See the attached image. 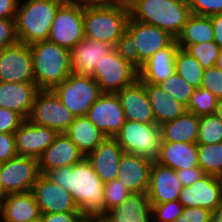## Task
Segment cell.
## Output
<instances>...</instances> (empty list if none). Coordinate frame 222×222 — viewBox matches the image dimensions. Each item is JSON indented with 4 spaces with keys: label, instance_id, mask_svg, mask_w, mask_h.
I'll list each match as a JSON object with an SVG mask.
<instances>
[{
    "label": "cell",
    "instance_id": "6da1fadb",
    "mask_svg": "<svg viewBox=\"0 0 222 222\" xmlns=\"http://www.w3.org/2000/svg\"><path fill=\"white\" fill-rule=\"evenodd\" d=\"M45 175L70 192L79 211L87 219L106 215L104 183L86 157L73 166L55 168Z\"/></svg>",
    "mask_w": 222,
    "mask_h": 222
},
{
    "label": "cell",
    "instance_id": "7a4b0ae2",
    "mask_svg": "<svg viewBox=\"0 0 222 222\" xmlns=\"http://www.w3.org/2000/svg\"><path fill=\"white\" fill-rule=\"evenodd\" d=\"M129 10L133 20L166 30L175 38L191 15L187 0H136Z\"/></svg>",
    "mask_w": 222,
    "mask_h": 222
},
{
    "label": "cell",
    "instance_id": "3957f363",
    "mask_svg": "<svg viewBox=\"0 0 222 222\" xmlns=\"http://www.w3.org/2000/svg\"><path fill=\"white\" fill-rule=\"evenodd\" d=\"M35 83L39 89H53L71 73L70 50L48 40L29 45Z\"/></svg>",
    "mask_w": 222,
    "mask_h": 222
},
{
    "label": "cell",
    "instance_id": "277c9868",
    "mask_svg": "<svg viewBox=\"0 0 222 222\" xmlns=\"http://www.w3.org/2000/svg\"><path fill=\"white\" fill-rule=\"evenodd\" d=\"M62 4L58 0H19L15 16L18 41L30 45L48 40L56 12Z\"/></svg>",
    "mask_w": 222,
    "mask_h": 222
},
{
    "label": "cell",
    "instance_id": "5b68a950",
    "mask_svg": "<svg viewBox=\"0 0 222 222\" xmlns=\"http://www.w3.org/2000/svg\"><path fill=\"white\" fill-rule=\"evenodd\" d=\"M129 18V7L121 4L113 7L84 8V37L116 45L126 32Z\"/></svg>",
    "mask_w": 222,
    "mask_h": 222
},
{
    "label": "cell",
    "instance_id": "8992f818",
    "mask_svg": "<svg viewBox=\"0 0 222 222\" xmlns=\"http://www.w3.org/2000/svg\"><path fill=\"white\" fill-rule=\"evenodd\" d=\"M60 102L75 116H86L102 91L93 77L71 73L52 89Z\"/></svg>",
    "mask_w": 222,
    "mask_h": 222
},
{
    "label": "cell",
    "instance_id": "52a82bcc",
    "mask_svg": "<svg viewBox=\"0 0 222 222\" xmlns=\"http://www.w3.org/2000/svg\"><path fill=\"white\" fill-rule=\"evenodd\" d=\"M125 153L156 161L160 153L161 128L157 124L125 121L114 137Z\"/></svg>",
    "mask_w": 222,
    "mask_h": 222
},
{
    "label": "cell",
    "instance_id": "ba28073f",
    "mask_svg": "<svg viewBox=\"0 0 222 222\" xmlns=\"http://www.w3.org/2000/svg\"><path fill=\"white\" fill-rule=\"evenodd\" d=\"M0 197L31 191L40 173L38 159L17 155L0 164Z\"/></svg>",
    "mask_w": 222,
    "mask_h": 222
},
{
    "label": "cell",
    "instance_id": "9c48e42d",
    "mask_svg": "<svg viewBox=\"0 0 222 222\" xmlns=\"http://www.w3.org/2000/svg\"><path fill=\"white\" fill-rule=\"evenodd\" d=\"M138 78V70L125 61L116 50L102 57L94 73V79L102 93H117Z\"/></svg>",
    "mask_w": 222,
    "mask_h": 222
},
{
    "label": "cell",
    "instance_id": "30bf717a",
    "mask_svg": "<svg viewBox=\"0 0 222 222\" xmlns=\"http://www.w3.org/2000/svg\"><path fill=\"white\" fill-rule=\"evenodd\" d=\"M75 116L65 107L51 89H40L28 120L36 125L65 133Z\"/></svg>",
    "mask_w": 222,
    "mask_h": 222
},
{
    "label": "cell",
    "instance_id": "8fae6325",
    "mask_svg": "<svg viewBox=\"0 0 222 222\" xmlns=\"http://www.w3.org/2000/svg\"><path fill=\"white\" fill-rule=\"evenodd\" d=\"M84 39L83 8L63 3L56 12L48 41L71 50Z\"/></svg>",
    "mask_w": 222,
    "mask_h": 222
},
{
    "label": "cell",
    "instance_id": "7c38bea8",
    "mask_svg": "<svg viewBox=\"0 0 222 222\" xmlns=\"http://www.w3.org/2000/svg\"><path fill=\"white\" fill-rule=\"evenodd\" d=\"M0 81L35 82L31 49L28 44L18 41L0 49Z\"/></svg>",
    "mask_w": 222,
    "mask_h": 222
},
{
    "label": "cell",
    "instance_id": "4fadbf2b",
    "mask_svg": "<svg viewBox=\"0 0 222 222\" xmlns=\"http://www.w3.org/2000/svg\"><path fill=\"white\" fill-rule=\"evenodd\" d=\"M86 117L106 137L114 138L124 125L125 113L116 93H102L89 108Z\"/></svg>",
    "mask_w": 222,
    "mask_h": 222
},
{
    "label": "cell",
    "instance_id": "5bb4252c",
    "mask_svg": "<svg viewBox=\"0 0 222 222\" xmlns=\"http://www.w3.org/2000/svg\"><path fill=\"white\" fill-rule=\"evenodd\" d=\"M222 198L220 177L205 174L190 186L183 187L178 201L187 207H201L218 213Z\"/></svg>",
    "mask_w": 222,
    "mask_h": 222
},
{
    "label": "cell",
    "instance_id": "9a60e30c",
    "mask_svg": "<svg viewBox=\"0 0 222 222\" xmlns=\"http://www.w3.org/2000/svg\"><path fill=\"white\" fill-rule=\"evenodd\" d=\"M41 214L79 211L69 191L60 187L45 174H40L32 187Z\"/></svg>",
    "mask_w": 222,
    "mask_h": 222
},
{
    "label": "cell",
    "instance_id": "2e32d148",
    "mask_svg": "<svg viewBox=\"0 0 222 222\" xmlns=\"http://www.w3.org/2000/svg\"><path fill=\"white\" fill-rule=\"evenodd\" d=\"M126 31L133 37L139 59L144 63L158 50L168 47L176 38L156 26L128 20Z\"/></svg>",
    "mask_w": 222,
    "mask_h": 222
},
{
    "label": "cell",
    "instance_id": "e0dca14e",
    "mask_svg": "<svg viewBox=\"0 0 222 222\" xmlns=\"http://www.w3.org/2000/svg\"><path fill=\"white\" fill-rule=\"evenodd\" d=\"M58 134L54 129L36 125L26 119L14 132L17 154L38 159Z\"/></svg>",
    "mask_w": 222,
    "mask_h": 222
},
{
    "label": "cell",
    "instance_id": "ac0fdd59",
    "mask_svg": "<svg viewBox=\"0 0 222 222\" xmlns=\"http://www.w3.org/2000/svg\"><path fill=\"white\" fill-rule=\"evenodd\" d=\"M182 189V182L174 169L163 166L156 161L152 162L147 191L150 204L177 201Z\"/></svg>",
    "mask_w": 222,
    "mask_h": 222
},
{
    "label": "cell",
    "instance_id": "d6986e66",
    "mask_svg": "<svg viewBox=\"0 0 222 222\" xmlns=\"http://www.w3.org/2000/svg\"><path fill=\"white\" fill-rule=\"evenodd\" d=\"M115 50V45L84 37L70 50L72 72L94 78L95 68L103 56Z\"/></svg>",
    "mask_w": 222,
    "mask_h": 222
},
{
    "label": "cell",
    "instance_id": "ffe728a7",
    "mask_svg": "<svg viewBox=\"0 0 222 222\" xmlns=\"http://www.w3.org/2000/svg\"><path fill=\"white\" fill-rule=\"evenodd\" d=\"M116 94L120 99L127 121L156 124L144 82L139 78Z\"/></svg>",
    "mask_w": 222,
    "mask_h": 222
},
{
    "label": "cell",
    "instance_id": "44dd1931",
    "mask_svg": "<svg viewBox=\"0 0 222 222\" xmlns=\"http://www.w3.org/2000/svg\"><path fill=\"white\" fill-rule=\"evenodd\" d=\"M84 157L76 144L65 133H59L53 143L38 158L39 170L40 173L46 174L55 168L73 166Z\"/></svg>",
    "mask_w": 222,
    "mask_h": 222
},
{
    "label": "cell",
    "instance_id": "7402d4cb",
    "mask_svg": "<svg viewBox=\"0 0 222 222\" xmlns=\"http://www.w3.org/2000/svg\"><path fill=\"white\" fill-rule=\"evenodd\" d=\"M39 90L35 82L0 81V107L16 112L26 120Z\"/></svg>",
    "mask_w": 222,
    "mask_h": 222
},
{
    "label": "cell",
    "instance_id": "603a6c76",
    "mask_svg": "<svg viewBox=\"0 0 222 222\" xmlns=\"http://www.w3.org/2000/svg\"><path fill=\"white\" fill-rule=\"evenodd\" d=\"M152 162L139 155L124 153L119 162L116 178L131 193H147Z\"/></svg>",
    "mask_w": 222,
    "mask_h": 222
},
{
    "label": "cell",
    "instance_id": "cb8c5ba5",
    "mask_svg": "<svg viewBox=\"0 0 222 222\" xmlns=\"http://www.w3.org/2000/svg\"><path fill=\"white\" fill-rule=\"evenodd\" d=\"M0 218L3 222H39L41 211L32 191L0 197Z\"/></svg>",
    "mask_w": 222,
    "mask_h": 222
},
{
    "label": "cell",
    "instance_id": "d4e9b609",
    "mask_svg": "<svg viewBox=\"0 0 222 222\" xmlns=\"http://www.w3.org/2000/svg\"><path fill=\"white\" fill-rule=\"evenodd\" d=\"M124 150L115 138L106 137L86 156L103 183L117 177L118 166Z\"/></svg>",
    "mask_w": 222,
    "mask_h": 222
},
{
    "label": "cell",
    "instance_id": "484cf974",
    "mask_svg": "<svg viewBox=\"0 0 222 222\" xmlns=\"http://www.w3.org/2000/svg\"><path fill=\"white\" fill-rule=\"evenodd\" d=\"M176 39L168 46L158 50L147 59L139 72L144 83L158 85L175 73V56L178 50Z\"/></svg>",
    "mask_w": 222,
    "mask_h": 222
},
{
    "label": "cell",
    "instance_id": "4316f807",
    "mask_svg": "<svg viewBox=\"0 0 222 222\" xmlns=\"http://www.w3.org/2000/svg\"><path fill=\"white\" fill-rule=\"evenodd\" d=\"M103 219L106 222H152L147 193H130L121 205L109 210Z\"/></svg>",
    "mask_w": 222,
    "mask_h": 222
},
{
    "label": "cell",
    "instance_id": "83f0119b",
    "mask_svg": "<svg viewBox=\"0 0 222 222\" xmlns=\"http://www.w3.org/2000/svg\"><path fill=\"white\" fill-rule=\"evenodd\" d=\"M156 162L175 171L197 167V143L161 141Z\"/></svg>",
    "mask_w": 222,
    "mask_h": 222
},
{
    "label": "cell",
    "instance_id": "f1b7e54d",
    "mask_svg": "<svg viewBox=\"0 0 222 222\" xmlns=\"http://www.w3.org/2000/svg\"><path fill=\"white\" fill-rule=\"evenodd\" d=\"M157 125L173 121L186 112V106L166 93L159 85L144 83Z\"/></svg>",
    "mask_w": 222,
    "mask_h": 222
},
{
    "label": "cell",
    "instance_id": "f546056e",
    "mask_svg": "<svg viewBox=\"0 0 222 222\" xmlns=\"http://www.w3.org/2000/svg\"><path fill=\"white\" fill-rule=\"evenodd\" d=\"M65 134L85 157L106 138L86 116L75 117Z\"/></svg>",
    "mask_w": 222,
    "mask_h": 222
},
{
    "label": "cell",
    "instance_id": "4dcf8cb0",
    "mask_svg": "<svg viewBox=\"0 0 222 222\" xmlns=\"http://www.w3.org/2000/svg\"><path fill=\"white\" fill-rule=\"evenodd\" d=\"M160 128L161 141L196 143L199 117L186 111L177 119L160 125Z\"/></svg>",
    "mask_w": 222,
    "mask_h": 222
},
{
    "label": "cell",
    "instance_id": "1f68e13d",
    "mask_svg": "<svg viewBox=\"0 0 222 222\" xmlns=\"http://www.w3.org/2000/svg\"><path fill=\"white\" fill-rule=\"evenodd\" d=\"M179 48L186 49L189 45L214 41V30L209 16L191 14L181 33L176 37Z\"/></svg>",
    "mask_w": 222,
    "mask_h": 222
},
{
    "label": "cell",
    "instance_id": "d6a6232c",
    "mask_svg": "<svg viewBox=\"0 0 222 222\" xmlns=\"http://www.w3.org/2000/svg\"><path fill=\"white\" fill-rule=\"evenodd\" d=\"M204 68L187 50L178 48L175 56V73L180 75L189 85L199 88Z\"/></svg>",
    "mask_w": 222,
    "mask_h": 222
},
{
    "label": "cell",
    "instance_id": "836d02e7",
    "mask_svg": "<svg viewBox=\"0 0 222 222\" xmlns=\"http://www.w3.org/2000/svg\"><path fill=\"white\" fill-rule=\"evenodd\" d=\"M198 165L207 175H222V142L214 144H197Z\"/></svg>",
    "mask_w": 222,
    "mask_h": 222
},
{
    "label": "cell",
    "instance_id": "e575fe53",
    "mask_svg": "<svg viewBox=\"0 0 222 222\" xmlns=\"http://www.w3.org/2000/svg\"><path fill=\"white\" fill-rule=\"evenodd\" d=\"M222 142V122L215 114L199 117L197 144Z\"/></svg>",
    "mask_w": 222,
    "mask_h": 222
},
{
    "label": "cell",
    "instance_id": "d590c367",
    "mask_svg": "<svg viewBox=\"0 0 222 222\" xmlns=\"http://www.w3.org/2000/svg\"><path fill=\"white\" fill-rule=\"evenodd\" d=\"M218 99L209 90L196 88L191 96L186 111L198 117L214 114Z\"/></svg>",
    "mask_w": 222,
    "mask_h": 222
},
{
    "label": "cell",
    "instance_id": "8d00e7d4",
    "mask_svg": "<svg viewBox=\"0 0 222 222\" xmlns=\"http://www.w3.org/2000/svg\"><path fill=\"white\" fill-rule=\"evenodd\" d=\"M166 93L173 96L177 101L184 104L186 107L190 102L191 96L195 90L189 85L180 75L174 73L166 80L158 84Z\"/></svg>",
    "mask_w": 222,
    "mask_h": 222
},
{
    "label": "cell",
    "instance_id": "74e56055",
    "mask_svg": "<svg viewBox=\"0 0 222 222\" xmlns=\"http://www.w3.org/2000/svg\"><path fill=\"white\" fill-rule=\"evenodd\" d=\"M187 50L204 69L214 67L221 48L215 41L196 43L189 45Z\"/></svg>",
    "mask_w": 222,
    "mask_h": 222
},
{
    "label": "cell",
    "instance_id": "f35d334b",
    "mask_svg": "<svg viewBox=\"0 0 222 222\" xmlns=\"http://www.w3.org/2000/svg\"><path fill=\"white\" fill-rule=\"evenodd\" d=\"M130 191L117 178L104 183V205L106 214L112 208L121 205L130 195Z\"/></svg>",
    "mask_w": 222,
    "mask_h": 222
},
{
    "label": "cell",
    "instance_id": "ab89813d",
    "mask_svg": "<svg viewBox=\"0 0 222 222\" xmlns=\"http://www.w3.org/2000/svg\"><path fill=\"white\" fill-rule=\"evenodd\" d=\"M183 208L178 200L151 204L152 222H174L182 214Z\"/></svg>",
    "mask_w": 222,
    "mask_h": 222
},
{
    "label": "cell",
    "instance_id": "60d3db41",
    "mask_svg": "<svg viewBox=\"0 0 222 222\" xmlns=\"http://www.w3.org/2000/svg\"><path fill=\"white\" fill-rule=\"evenodd\" d=\"M115 50L138 71L142 68L144 63L139 59L137 48L134 46V39L127 31L116 43Z\"/></svg>",
    "mask_w": 222,
    "mask_h": 222
},
{
    "label": "cell",
    "instance_id": "b9f144b4",
    "mask_svg": "<svg viewBox=\"0 0 222 222\" xmlns=\"http://www.w3.org/2000/svg\"><path fill=\"white\" fill-rule=\"evenodd\" d=\"M200 87L209 90L218 100L222 99V70L216 66L204 69Z\"/></svg>",
    "mask_w": 222,
    "mask_h": 222
},
{
    "label": "cell",
    "instance_id": "7bdbcfd3",
    "mask_svg": "<svg viewBox=\"0 0 222 222\" xmlns=\"http://www.w3.org/2000/svg\"><path fill=\"white\" fill-rule=\"evenodd\" d=\"M191 14L214 16L222 12V0H187Z\"/></svg>",
    "mask_w": 222,
    "mask_h": 222
},
{
    "label": "cell",
    "instance_id": "ee69618b",
    "mask_svg": "<svg viewBox=\"0 0 222 222\" xmlns=\"http://www.w3.org/2000/svg\"><path fill=\"white\" fill-rule=\"evenodd\" d=\"M23 121L18 113L0 107V133H14Z\"/></svg>",
    "mask_w": 222,
    "mask_h": 222
},
{
    "label": "cell",
    "instance_id": "f6af8a7d",
    "mask_svg": "<svg viewBox=\"0 0 222 222\" xmlns=\"http://www.w3.org/2000/svg\"><path fill=\"white\" fill-rule=\"evenodd\" d=\"M212 216L213 213L204 208L187 207L174 222H211Z\"/></svg>",
    "mask_w": 222,
    "mask_h": 222
},
{
    "label": "cell",
    "instance_id": "bcb514c9",
    "mask_svg": "<svg viewBox=\"0 0 222 222\" xmlns=\"http://www.w3.org/2000/svg\"><path fill=\"white\" fill-rule=\"evenodd\" d=\"M17 42L15 19L0 18V49Z\"/></svg>",
    "mask_w": 222,
    "mask_h": 222
},
{
    "label": "cell",
    "instance_id": "7dc6e473",
    "mask_svg": "<svg viewBox=\"0 0 222 222\" xmlns=\"http://www.w3.org/2000/svg\"><path fill=\"white\" fill-rule=\"evenodd\" d=\"M17 155L14 133H0V164Z\"/></svg>",
    "mask_w": 222,
    "mask_h": 222
},
{
    "label": "cell",
    "instance_id": "c3c4849f",
    "mask_svg": "<svg viewBox=\"0 0 222 222\" xmlns=\"http://www.w3.org/2000/svg\"><path fill=\"white\" fill-rule=\"evenodd\" d=\"M80 211L41 214L40 222H86Z\"/></svg>",
    "mask_w": 222,
    "mask_h": 222
},
{
    "label": "cell",
    "instance_id": "681fc988",
    "mask_svg": "<svg viewBox=\"0 0 222 222\" xmlns=\"http://www.w3.org/2000/svg\"><path fill=\"white\" fill-rule=\"evenodd\" d=\"M176 174L179 180L182 182L183 187L190 186L192 183L205 175L199 166L191 169L177 170Z\"/></svg>",
    "mask_w": 222,
    "mask_h": 222
},
{
    "label": "cell",
    "instance_id": "f907efd6",
    "mask_svg": "<svg viewBox=\"0 0 222 222\" xmlns=\"http://www.w3.org/2000/svg\"><path fill=\"white\" fill-rule=\"evenodd\" d=\"M19 0H0V18L15 19Z\"/></svg>",
    "mask_w": 222,
    "mask_h": 222
},
{
    "label": "cell",
    "instance_id": "816d5d0a",
    "mask_svg": "<svg viewBox=\"0 0 222 222\" xmlns=\"http://www.w3.org/2000/svg\"><path fill=\"white\" fill-rule=\"evenodd\" d=\"M84 8H97V7H113L121 4L120 0H77L76 3Z\"/></svg>",
    "mask_w": 222,
    "mask_h": 222
},
{
    "label": "cell",
    "instance_id": "f5cc1de1",
    "mask_svg": "<svg viewBox=\"0 0 222 222\" xmlns=\"http://www.w3.org/2000/svg\"><path fill=\"white\" fill-rule=\"evenodd\" d=\"M210 18L214 30V41L222 49V12L211 16Z\"/></svg>",
    "mask_w": 222,
    "mask_h": 222
},
{
    "label": "cell",
    "instance_id": "db71d44e",
    "mask_svg": "<svg viewBox=\"0 0 222 222\" xmlns=\"http://www.w3.org/2000/svg\"><path fill=\"white\" fill-rule=\"evenodd\" d=\"M214 114L219 118V120L222 122V99H219L217 101V106L215 109Z\"/></svg>",
    "mask_w": 222,
    "mask_h": 222
},
{
    "label": "cell",
    "instance_id": "11a10c76",
    "mask_svg": "<svg viewBox=\"0 0 222 222\" xmlns=\"http://www.w3.org/2000/svg\"><path fill=\"white\" fill-rule=\"evenodd\" d=\"M215 66L222 70V49L220 50L219 56L217 57Z\"/></svg>",
    "mask_w": 222,
    "mask_h": 222
},
{
    "label": "cell",
    "instance_id": "9f6ffc18",
    "mask_svg": "<svg viewBox=\"0 0 222 222\" xmlns=\"http://www.w3.org/2000/svg\"><path fill=\"white\" fill-rule=\"evenodd\" d=\"M211 222H222V215L219 213L213 214Z\"/></svg>",
    "mask_w": 222,
    "mask_h": 222
},
{
    "label": "cell",
    "instance_id": "6f0895ef",
    "mask_svg": "<svg viewBox=\"0 0 222 222\" xmlns=\"http://www.w3.org/2000/svg\"><path fill=\"white\" fill-rule=\"evenodd\" d=\"M120 1H121V5L129 7L136 0H120Z\"/></svg>",
    "mask_w": 222,
    "mask_h": 222
},
{
    "label": "cell",
    "instance_id": "680465c9",
    "mask_svg": "<svg viewBox=\"0 0 222 222\" xmlns=\"http://www.w3.org/2000/svg\"><path fill=\"white\" fill-rule=\"evenodd\" d=\"M86 222H106L103 218H91L87 219Z\"/></svg>",
    "mask_w": 222,
    "mask_h": 222
},
{
    "label": "cell",
    "instance_id": "91938a15",
    "mask_svg": "<svg viewBox=\"0 0 222 222\" xmlns=\"http://www.w3.org/2000/svg\"><path fill=\"white\" fill-rule=\"evenodd\" d=\"M62 3H70V4H75L77 0H58Z\"/></svg>",
    "mask_w": 222,
    "mask_h": 222
},
{
    "label": "cell",
    "instance_id": "94428289",
    "mask_svg": "<svg viewBox=\"0 0 222 222\" xmlns=\"http://www.w3.org/2000/svg\"><path fill=\"white\" fill-rule=\"evenodd\" d=\"M218 213L222 215V198H221V203H220V208H219Z\"/></svg>",
    "mask_w": 222,
    "mask_h": 222
}]
</instances>
